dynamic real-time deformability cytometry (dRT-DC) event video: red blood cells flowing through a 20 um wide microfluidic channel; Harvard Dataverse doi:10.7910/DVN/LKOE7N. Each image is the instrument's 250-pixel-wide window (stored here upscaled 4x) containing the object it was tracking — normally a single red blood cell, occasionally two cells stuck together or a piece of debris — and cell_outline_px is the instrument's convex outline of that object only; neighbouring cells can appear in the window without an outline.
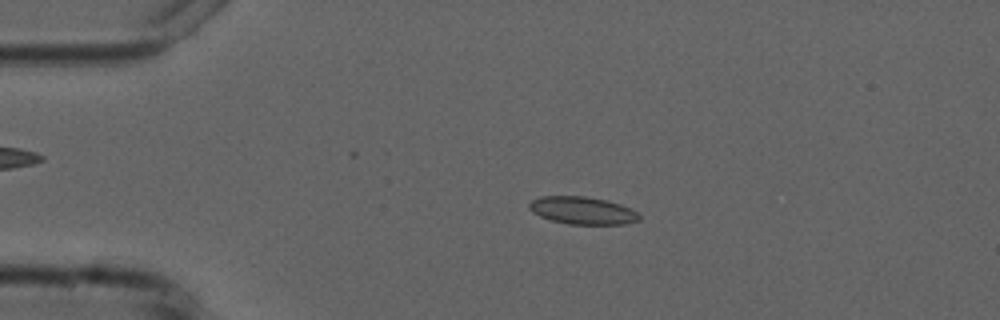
{"species": "common noctule bat (a hibernating species)", "species_latin": "Nyctalus noctula", "temperature_condition": "cold", "stored_images_in_passage": 4, "camera_frame_rate_fps": 3000, "um_per_image_px": 0.085, "animal": {"sex": "male", "forearm_length_mm": 52.5}, "frame": {"image": 1, "passage_image": 3, "time_ms": 2.333, "image_size_px": [1000, 320], "cell_outline_px": [[640, 220], [624, 224], [568, 224], [552, 220], [540, 216], [532, 212], [528, 208], [528, 204], [532, 200], [540, 196], [584, 196], [608, 200], [620, 204], [636, 212], [640, 216]], "centroid_in_image_um": [49.48, 17.89], "position_along_channel_um": 35.5, "area_um2": 17.63}}